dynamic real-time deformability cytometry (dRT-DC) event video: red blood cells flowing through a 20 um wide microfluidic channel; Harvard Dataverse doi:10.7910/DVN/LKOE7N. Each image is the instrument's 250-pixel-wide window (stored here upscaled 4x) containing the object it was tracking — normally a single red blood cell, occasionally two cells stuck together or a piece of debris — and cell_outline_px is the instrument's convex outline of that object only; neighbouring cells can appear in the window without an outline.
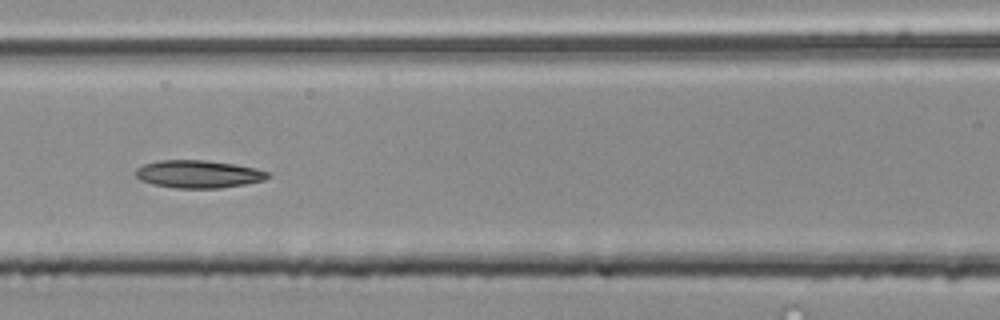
{"species": "common noctule bat (a hibernating species)", "species_latin": "Nyctalus noctula", "temperature_condition": "room temperature", "stored_images_in_passage": 15, "camera_frame_rate_fps": 3000, "um_per_image_px": 0.085, "animal": {"sex": "male", "body_mass_g": 20.4}, "frame": {"image": 1, "passage_image": 9, "time_ms": 2.667, "image_size_px": [1000, 320], "cell_outline_px": [[272, 176], [264, 180], [244, 184], [220, 188], [176, 188], [152, 184], [140, 180], [136, 176], [136, 168], [144, 164], [160, 160], [204, 160], [232, 164], [256, 168], [268, 172]], "centroid_in_image_um": [16.86, 14.8], "position_along_channel_um": 149.7, "area_um2": 21.27}}